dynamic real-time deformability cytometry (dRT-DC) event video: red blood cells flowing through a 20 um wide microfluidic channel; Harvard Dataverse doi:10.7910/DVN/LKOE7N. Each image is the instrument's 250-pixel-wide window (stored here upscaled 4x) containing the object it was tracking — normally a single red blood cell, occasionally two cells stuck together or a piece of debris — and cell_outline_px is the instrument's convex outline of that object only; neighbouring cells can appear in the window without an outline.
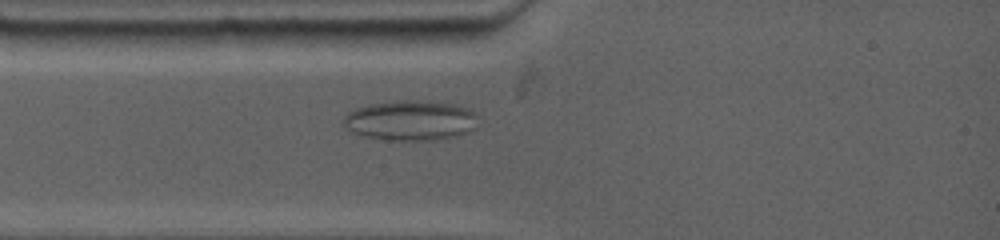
{"species": "common noctule bat (a hibernating species)", "species_latin": "Nyctalus noctula", "temperature_condition": "warm", "stored_images_in_passage": 13, "camera_frame_rate_fps": 4500, "um_per_image_px": 0.085, "animal": {"sex": "female", "body_mass_g": 19.0, "forearm_length_mm": 53.3}, "frame": {"image": 1, "passage_image": 2, "time_ms": 0.222, "image_size_px": [1000, 240], "cell_outline_px": [[480, 124], [476, 128], [468, 132], [456, 136], [368, 136], [352, 132], [340, 124], [340, 120], [348, 112], [356, 108], [368, 104], [396, 100], [428, 100], [452, 104], [468, 108], [476, 112], [480, 116]], "centroid_in_image_um": [34.93, 10.13], "position_along_channel_um": 50.1, "area_um2": 30.23}}
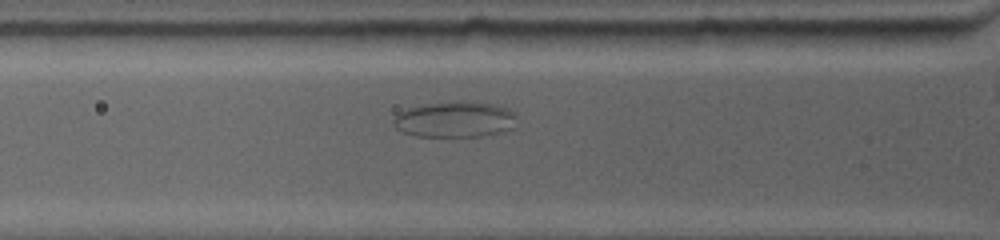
{"frame": {"image": 2, "passage_image": 9, "time_ms": 1.333, "image_size_px": [1000, 240], "cell_outline_px": [[516, 128], [504, 132], [480, 136], [416, 136], [404, 132], [396, 128], [392, 124], [392, 120], [396, 112], [420, 104], [448, 100], [476, 100], [496, 104], [508, 108], [516, 112]], "centroid_in_image_um": [38.7, 10.11], "position_along_channel_um": 87.1, "area_um2": 26.93}}